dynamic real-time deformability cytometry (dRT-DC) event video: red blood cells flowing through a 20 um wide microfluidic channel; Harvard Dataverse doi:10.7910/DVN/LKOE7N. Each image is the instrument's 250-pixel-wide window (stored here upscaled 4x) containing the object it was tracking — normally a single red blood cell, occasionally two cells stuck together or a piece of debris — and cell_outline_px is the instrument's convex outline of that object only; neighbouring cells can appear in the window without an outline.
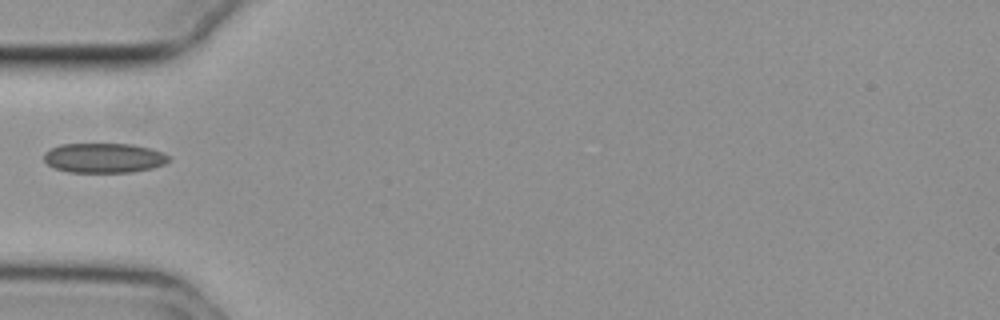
{"species": "common noctule bat (a hibernating species)", "species_latin": "Nyctalus noctula", "temperature_condition": "cold", "stored_images_in_passage": 38, "camera_frame_rate_fps": 3000, "um_per_image_px": 0.085, "animal": {"sex": "female", "body_mass_g": 29.2, "forearm_length_mm": 56.3}, "frame": {"image": 1, "passage_image": 1, "time_ms": 0.0, "image_size_px": [1000, 320], "cell_outline_px": [[172, 160], [164, 164], [152, 168], [132, 172], [68, 172], [56, 168], [48, 164], [44, 160], [44, 152], [60, 144], [132, 144], [164, 152]], "centroid_in_image_um": [8.85, 13.42], "position_along_channel_um": 76.1, "area_um2": 21.62}}
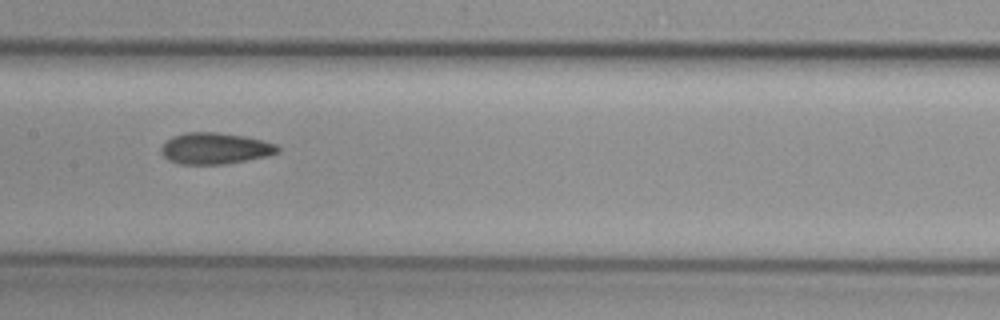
{"frame": {"image": 2, "passage_image": 10, "time_ms": 3.0, "image_size_px": [1000, 320], "cell_outline_px": [[280, 152], [264, 156], [224, 164], [180, 164], [168, 160], [160, 152], [160, 148], [172, 136], [184, 132], [216, 132], [244, 136], [276, 144], [280, 148]], "centroid_in_image_um": [18.24, 12.61], "position_along_channel_um": 189.2, "area_um2": 21.1}}
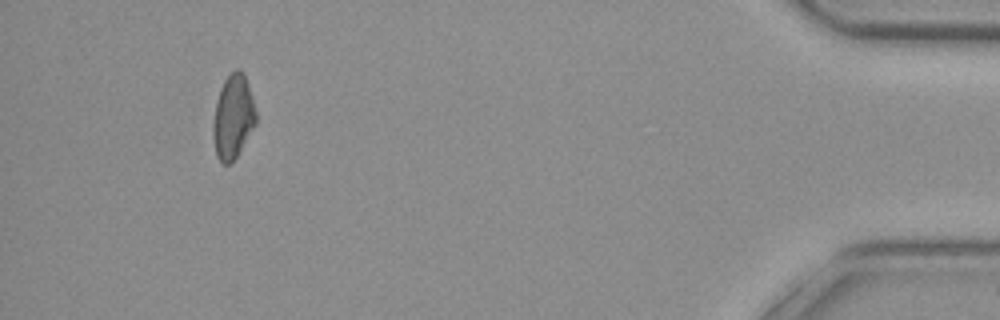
{"frame": {"image": 3, "passage_image": 34, "time_ms": 11.0, "image_size_px": [1000, 320], "cell_outline_px": [[256, 124], [236, 156], [228, 164], [220, 164], [216, 156], [212, 132], [212, 124], [216, 100], [220, 88], [224, 80], [236, 68], [240, 68], [244, 72], [248, 84], [256, 112]], "centroid_in_image_um": [19.79, 9.92], "position_along_channel_um": 415.4, "area_um2": 21.04}}